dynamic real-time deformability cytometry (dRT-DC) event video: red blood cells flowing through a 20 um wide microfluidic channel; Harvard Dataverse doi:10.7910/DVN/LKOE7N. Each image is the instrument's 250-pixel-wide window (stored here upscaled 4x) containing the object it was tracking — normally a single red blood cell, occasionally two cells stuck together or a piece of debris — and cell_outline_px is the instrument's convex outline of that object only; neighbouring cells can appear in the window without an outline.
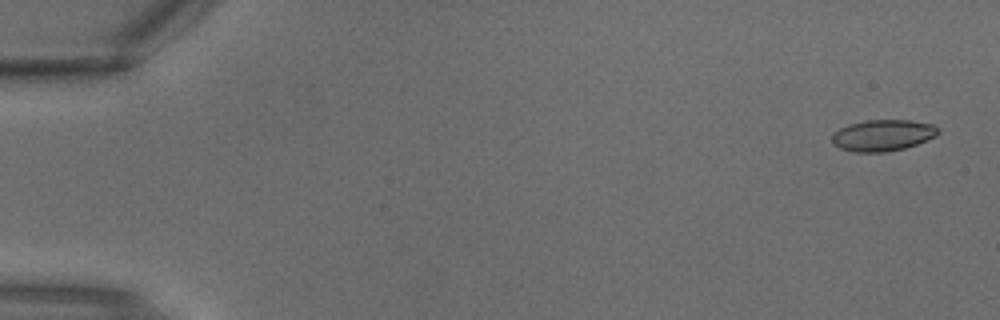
{"species": "common noctule bat (a hibernating species)", "species_latin": "Nyctalus noctula", "temperature_condition": "warm", "stored_images_in_passage": 3, "camera_frame_rate_fps": 3000, "um_per_image_px": 0.085, "animal": {"sex": "male", "body_mass_g": 18.8}, "frame": {"image": 1, "passage_image": 1, "time_ms": 0.0, "image_size_px": [1000, 320], "cell_outline_px": [[940, 132], [936, 136], [916, 144], [904, 148], [884, 152], [852, 152], [840, 148], [832, 144], [832, 136], [840, 128], [848, 124], [868, 120], [908, 120], [932, 124], [940, 128]], "centroid_in_image_um": [75.04, 11.5], "position_along_channel_um": 10.0, "area_um2": 19.36}}